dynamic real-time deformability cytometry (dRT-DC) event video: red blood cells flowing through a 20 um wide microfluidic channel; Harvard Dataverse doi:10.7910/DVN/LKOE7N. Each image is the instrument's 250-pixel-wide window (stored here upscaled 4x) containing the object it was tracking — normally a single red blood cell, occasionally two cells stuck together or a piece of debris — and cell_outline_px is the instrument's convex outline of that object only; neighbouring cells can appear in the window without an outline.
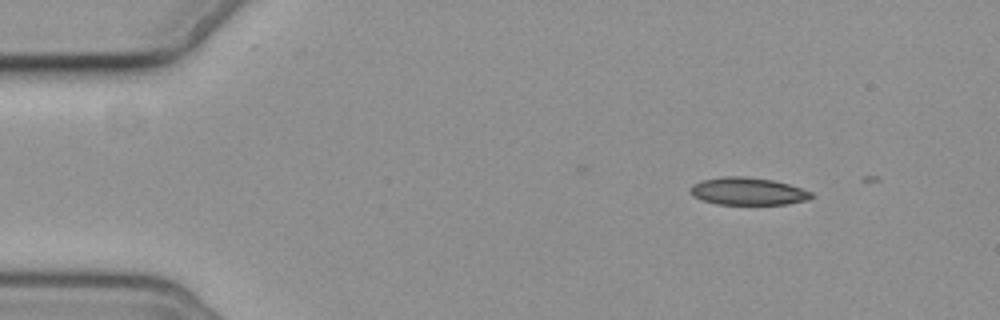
{"species": "common noctule bat (a hibernating species)", "species_latin": "Nyctalus noctula", "temperature_condition": "cold", "stored_images_in_passage": 3, "camera_frame_rate_fps": 3000, "um_per_image_px": 0.085, "animal": {"sex": "female", "body_mass_g": 19.3, "forearm_length_mm": 54.1}, "frame": {"image": 1, "passage_image": 1, "time_ms": 0.0, "image_size_px": [1000, 320], "cell_outline_px": [[816, 196], [808, 200], [788, 204], [716, 204], [692, 196], [688, 192], [688, 188], [692, 184], [700, 180], [724, 176], [744, 176], [772, 180], [788, 184], [812, 192]], "centroid_in_image_um": [63.54, 16.26], "position_along_channel_um": 21.5, "area_um2": 19.59}}